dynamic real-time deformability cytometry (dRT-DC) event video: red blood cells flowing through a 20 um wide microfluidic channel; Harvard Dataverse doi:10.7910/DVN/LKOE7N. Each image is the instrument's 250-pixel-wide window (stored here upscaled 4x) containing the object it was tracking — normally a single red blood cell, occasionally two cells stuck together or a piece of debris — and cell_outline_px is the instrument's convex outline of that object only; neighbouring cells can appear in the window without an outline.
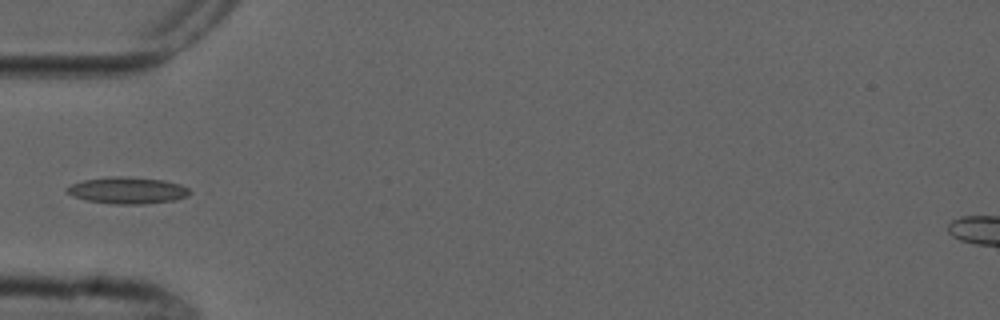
{"species": "common noctule bat (a hibernating species)", "species_latin": "Nyctalus noctula", "temperature_condition": "cold", "stored_images_in_passage": 6, "camera_frame_rate_fps": 3000, "um_per_image_px": 0.085, "animal": {"sex": "male", "forearm_length_mm": 52.5}, "frame": {"image": 1, "passage_image": 6, "time_ms": 5.667, "image_size_px": [1000, 320], "cell_outline_px": [[196, 192], [188, 196], [172, 200], [144, 204], [112, 204], [88, 200], [72, 196], [64, 188], [72, 184], [84, 180], [108, 176], [120, 176], [164, 180], [180, 184]], "centroid_in_image_um": [10.87, 16.18], "position_along_channel_um": 74.1, "area_um2": 19.13}}